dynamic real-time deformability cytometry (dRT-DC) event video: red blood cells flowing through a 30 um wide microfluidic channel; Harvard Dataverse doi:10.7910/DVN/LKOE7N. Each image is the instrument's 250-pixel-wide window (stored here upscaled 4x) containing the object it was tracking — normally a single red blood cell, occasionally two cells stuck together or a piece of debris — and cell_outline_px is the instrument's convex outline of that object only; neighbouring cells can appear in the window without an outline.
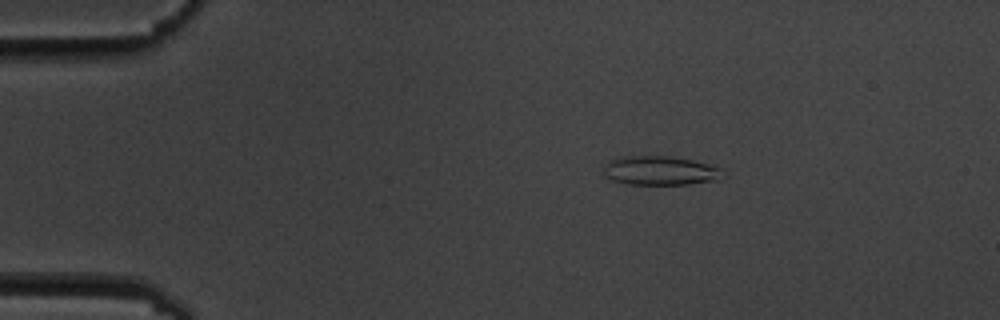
{"species": "common noctule bat (a hibernating species)", "species_latin": "Nyctalus noctula", "temperature_condition": "cold", "stored_images_in_passage": 4, "camera_frame_rate_fps": 3000, "um_per_image_px": 0.085, "animal": {"sex": "male", "body_mass_g": 19.5, "forearm_length_mm": 54.6}, "frame": {"image": 1, "passage_image": 1, "time_ms": 0.0, "image_size_px": [1000, 320], "cell_outline_px": [[720, 168], [712, 180], [688, 184], [628, 184], [612, 180], [604, 176], [604, 164], [608, 160], [620, 156], [664, 156], [692, 160]], "centroid_in_image_um": [55.91, 14.49], "position_along_channel_um": 29.1, "area_um2": 19.59}}
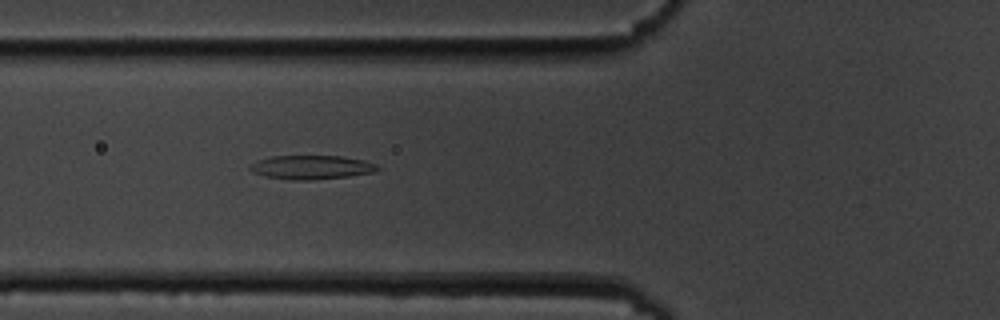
{"frame": {"image": 2, "passage_image": 4, "time_ms": 3.667, "image_size_px": [1000, 320], "cell_outline_px": [[380, 168], [372, 172], [348, 176], [312, 180], [292, 180], [264, 176], [252, 172], [248, 168], [248, 164], [256, 160], [272, 156], [340, 156], [364, 160], [376, 164]], "centroid_in_image_um": [26.4, 14.21], "position_along_channel_um": 99.4, "area_um2": 17.8}}